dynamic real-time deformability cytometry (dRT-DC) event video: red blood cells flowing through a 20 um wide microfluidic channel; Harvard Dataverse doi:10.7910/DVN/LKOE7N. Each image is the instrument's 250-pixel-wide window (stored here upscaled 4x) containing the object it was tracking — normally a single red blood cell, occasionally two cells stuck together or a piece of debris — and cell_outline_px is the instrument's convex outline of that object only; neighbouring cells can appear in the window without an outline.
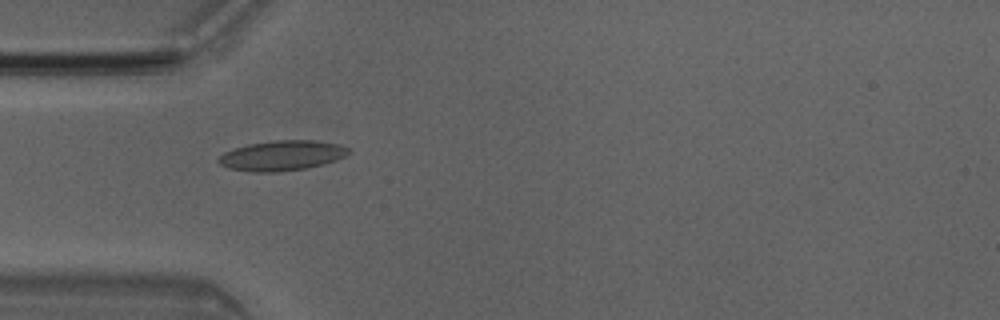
{"species": "Egyptian fruit bat (a non-hibernating species)", "species_latin": "Rousettus aegyptiacus", "temperature_condition": "room temperature", "stored_images_in_passage": 29, "camera_frame_rate_fps": 3000, "um_per_image_px": 0.085, "animal": {"sex": "male"}, "frame": {"image": 1, "passage_image": 1, "time_ms": 0.0, "image_size_px": [1000, 320], "cell_outline_px": [[352, 152], [336, 160], [304, 168], [276, 172], [252, 172], [228, 168], [220, 164], [216, 160], [224, 152], [248, 144], [272, 140], [312, 140], [336, 144], [348, 148]], "centroid_in_image_um": [23.92, 13.22], "position_along_channel_um": 61.1, "area_um2": 22.54}}
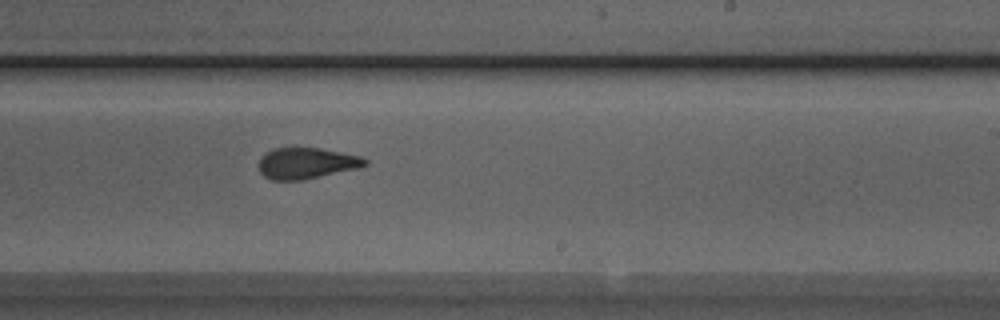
{"frame": {"image": 2, "passage_image": 16, "time_ms": 5.0, "image_size_px": [1000, 320], "cell_outline_px": [[368, 164], [356, 168], [304, 180], [268, 180], [260, 172], [260, 156], [264, 152], [272, 148], [320, 148], [360, 156], [368, 160]], "centroid_in_image_um": [26.01, 13.87], "position_along_channel_um": 263.0, "area_um2": 19.25}}
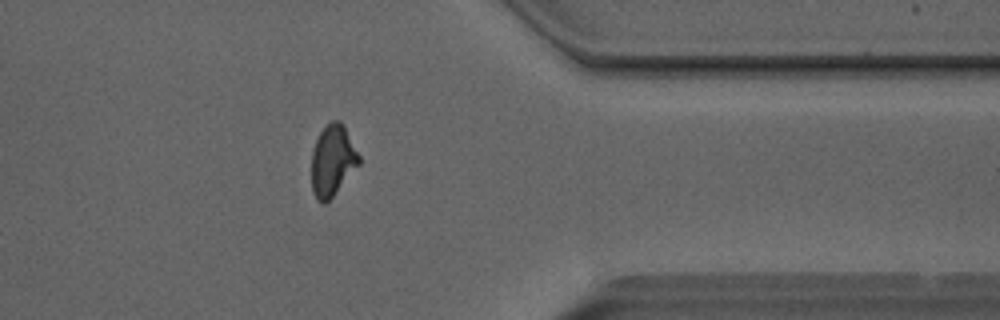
{"frame": {"image": 3, "passage_image": 26, "time_ms": 8.333, "image_size_px": [1000, 320], "cell_outline_px": [[360, 164], [332, 196], [324, 204], [316, 200], [312, 192], [312, 152], [316, 140], [320, 132], [332, 120], [340, 120], [344, 124], [360, 156]], "centroid_in_image_um": [28.27, 13.64], "position_along_channel_um": 383.1, "area_um2": 19.59}, "authors_computed_cell_mechanics": {"area_um2": 20.1144, "velocity_mm_per_s": 4.0635, "shape_relaxation_time_tau1_ms": 4.9991, "shape_relaxation_time_tau2_ms": 1.3271, "deformation_change_tau1": 0.1448, "deformation_change_tau2": 0.0873}}